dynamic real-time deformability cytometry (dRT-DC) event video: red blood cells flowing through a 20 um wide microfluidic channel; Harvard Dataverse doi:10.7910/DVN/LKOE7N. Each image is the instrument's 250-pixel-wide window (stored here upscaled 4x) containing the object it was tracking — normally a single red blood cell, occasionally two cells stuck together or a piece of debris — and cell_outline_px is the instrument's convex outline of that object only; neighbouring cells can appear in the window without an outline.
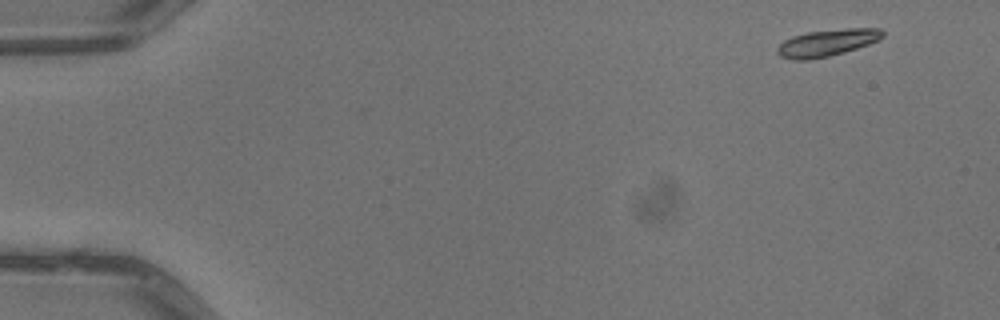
{"species": "common noctule bat (a hibernating species)", "species_latin": "Nyctalus noctula", "temperature_condition": "warm", "stored_images_in_passage": 5, "camera_frame_rate_fps": 3000, "um_per_image_px": 0.085, "animal": {"sex": "male", "body_mass_g": 13.3}, "frame": {"image": 1, "passage_image": 1, "time_ms": 0.0, "image_size_px": [1000, 320], "cell_outline_px": [[884, 36], [880, 40], [844, 52], [828, 56], [808, 60], [792, 60], [780, 56], [776, 52], [776, 48], [784, 40], [792, 36], [808, 32], [844, 28], [880, 28], [884, 32]], "centroid_in_image_um": [70.3, 3.63], "position_along_channel_um": 14.7, "area_um2": 16.59}}
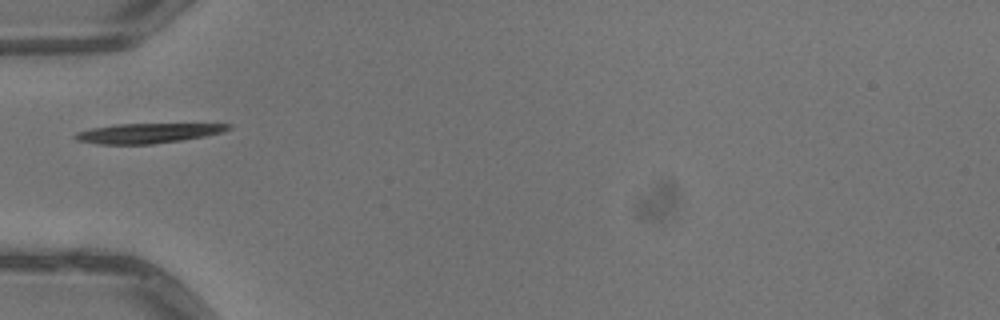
{"frame": {"image": 2, "passage_image": 4, "time_ms": 1.0, "image_size_px": [1000, 320], "cell_outline_px": [[232, 128], [220, 132], [204, 136], [180, 140], [152, 144], [100, 144], [76, 140], [72, 136], [76, 132], [92, 128], [116, 124], [232, 124]], "centroid_in_image_um": [12.51, 11.32], "position_along_channel_um": 72.5, "area_um2": 17.46}}
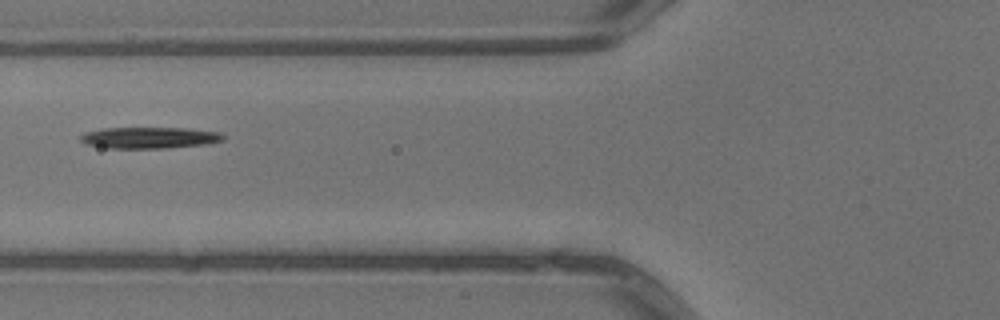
{"frame": {"image": 3, "passage_image": 5, "time_ms": 1.333, "image_size_px": [1000, 320], "cell_outline_px": [[224, 140], [208, 144], [168, 148], [108, 148], [84, 144], [80, 140], [80, 136], [84, 132], [104, 128], [184, 128], [220, 132], [224, 136]], "centroid_in_image_um": [12.69, 11.71], "position_along_channel_um": 113.1, "area_um2": 17.86}}